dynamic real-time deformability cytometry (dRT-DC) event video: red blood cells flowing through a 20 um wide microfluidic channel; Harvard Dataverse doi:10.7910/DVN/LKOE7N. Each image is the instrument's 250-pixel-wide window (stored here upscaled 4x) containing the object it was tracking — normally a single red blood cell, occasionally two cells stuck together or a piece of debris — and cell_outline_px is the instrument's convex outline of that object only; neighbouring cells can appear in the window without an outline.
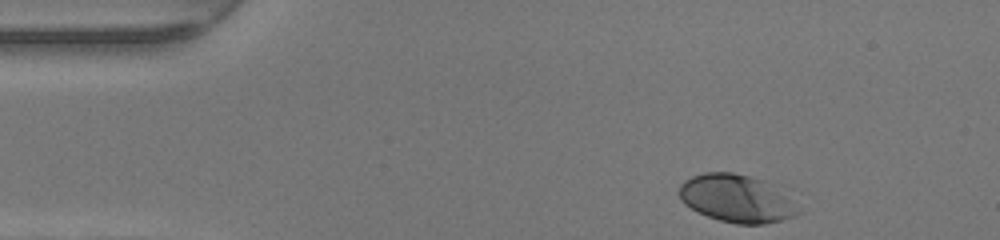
{"species": "human", "species_latin": "Homo sapiens", "temperature_condition": "warm", "stored_images_in_passage": 33, "camera_frame_rate_fps": 3000, "um_per_image_px": 0.085, "donor": {"sex": "female"}, "frame": {"image": 1, "passage_image": 1, "time_ms": 0.0, "image_size_px": [1000, 240], "cell_outline_px": [[800, 212], [796, 216], [764, 224], [736, 224], [720, 220], [708, 216], [684, 204], [680, 200], [680, 184], [684, 180], [692, 176], [704, 172], [732, 172], [764, 180], [784, 196]], "centroid_in_image_um": [62.53, 16.87], "position_along_channel_um": 22.5, "area_um2": 32.31}}
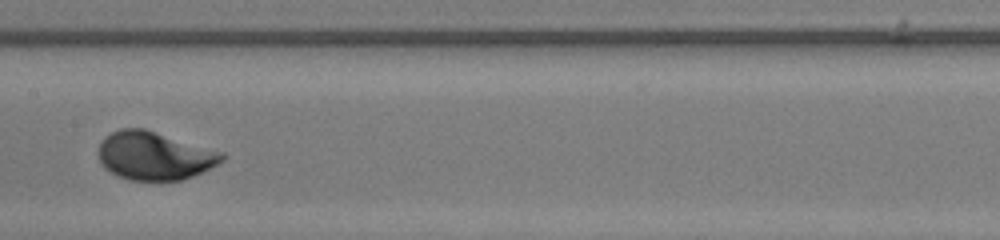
{"frame": {"image": 2, "passage_image": 19, "time_ms": 6.0, "image_size_px": [1000, 240], "cell_outline_px": [[228, 156], [220, 164], [192, 176], [180, 180], [128, 180], [116, 176], [104, 168], [100, 164], [96, 152], [100, 140], [112, 132], [120, 128], [144, 128], [224, 152]], "centroid_in_image_um": [13.1, 13.24], "position_along_channel_um": 194.3, "area_um2": 35.32}}
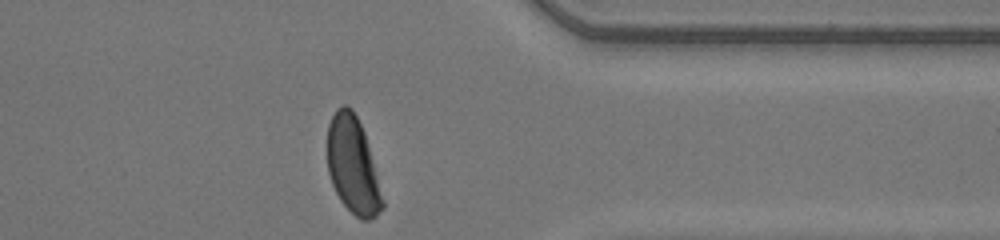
{"frame": {"image": 3, "passage_image": 33, "time_ms": 10.667, "image_size_px": [1000, 240], "cell_outline_px": [[384, 208], [376, 216], [368, 220], [360, 220], [340, 200], [332, 184], [328, 172], [328, 124], [336, 108], [344, 104], [348, 104], [352, 108], [364, 132], [384, 200]], "centroid_in_image_um": [29.99, 14.06], "position_along_channel_um": 381.4, "area_um2": 30.87}, "authors_computed_cell_mechanics": {"area_um2": 34.391, "velocity_mm_per_s": 4.245, "shape_relaxation_time_tau1_ms": 2.0649, "shape_relaxation_time_tau2_ms": null, "deformation_change_tau1": 0.1451, "deformation_change_tau2": null}}